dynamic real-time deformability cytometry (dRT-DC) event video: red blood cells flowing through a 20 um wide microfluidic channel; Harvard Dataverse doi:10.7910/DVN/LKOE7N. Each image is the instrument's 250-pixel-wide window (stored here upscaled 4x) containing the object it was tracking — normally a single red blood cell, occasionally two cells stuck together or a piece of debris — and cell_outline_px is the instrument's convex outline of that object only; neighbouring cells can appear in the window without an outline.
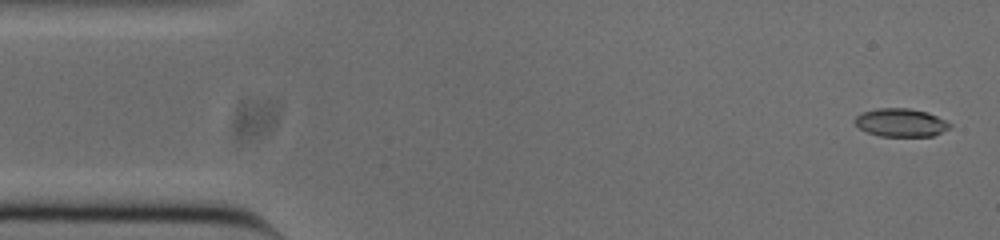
{"species": "common noctule bat (a hibernating species)", "species_latin": "Nyctalus noctula", "temperature_condition": "cold", "stored_images_in_passage": 53, "camera_frame_rate_fps": 3000, "um_per_image_px": 0.085, "animal": {"sex": "male", "body_mass_g": 20.0, "forearm_length_mm": 53.3}, "frame": {"image": 1, "passage_image": 2, "time_ms": 0.333, "image_size_px": [1000, 240], "cell_outline_px": [[952, 128], [932, 136], [880, 136], [868, 132], [860, 128], [852, 120], [856, 116], [864, 112], [876, 108], [908, 108], [928, 112], [952, 124]], "centroid_in_image_um": [76.59, 10.42], "position_along_channel_um": 8.4, "area_um2": 15.61}}
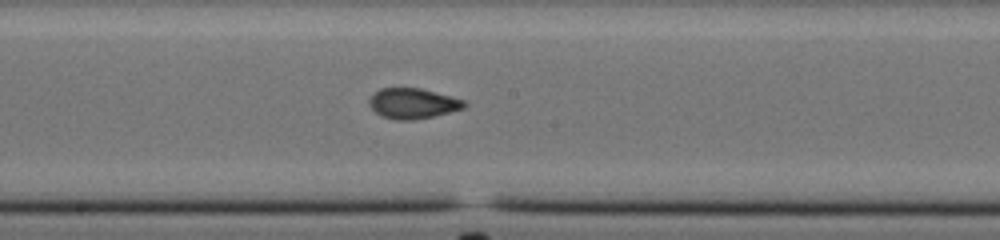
{"frame": {"image": 2, "passage_image": 27, "time_ms": 8.667, "image_size_px": [1000, 240], "cell_outline_px": [[468, 104], [464, 108], [432, 116], [412, 120], [396, 120], [380, 116], [368, 104], [368, 100], [380, 88], [420, 88], [464, 100]], "centroid_in_image_um": [35.07, 8.79], "position_along_channel_um": 213.1, "area_um2": 16.65}}
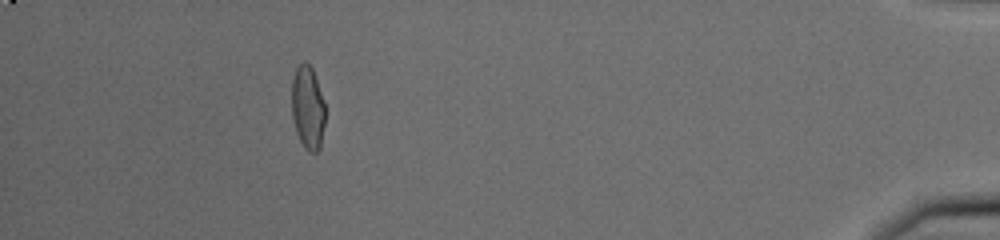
{"frame": {"image": 3, "passage_image": 48, "time_ms": 15.667, "image_size_px": [1000, 240], "cell_outline_px": [[324, 124], [320, 148], [316, 152], [308, 152], [304, 148], [296, 132], [292, 116], [292, 80], [296, 68], [304, 60], [312, 68], [324, 100]], "centroid_in_image_um": [26.15, 9.16], "position_along_channel_um": 409.0, "area_um2": 16.24}, "authors_computed_cell_mechanics": {"area_um2": 16.6464, "velocity_mm_per_s": 3.7749, "shape_relaxation_time_tau1_ms": 10.3155, "shape_relaxation_time_tau2_ms": 1.202, "deformation_change_tau1": 0.2526, "deformation_change_tau2": 0.0674}}